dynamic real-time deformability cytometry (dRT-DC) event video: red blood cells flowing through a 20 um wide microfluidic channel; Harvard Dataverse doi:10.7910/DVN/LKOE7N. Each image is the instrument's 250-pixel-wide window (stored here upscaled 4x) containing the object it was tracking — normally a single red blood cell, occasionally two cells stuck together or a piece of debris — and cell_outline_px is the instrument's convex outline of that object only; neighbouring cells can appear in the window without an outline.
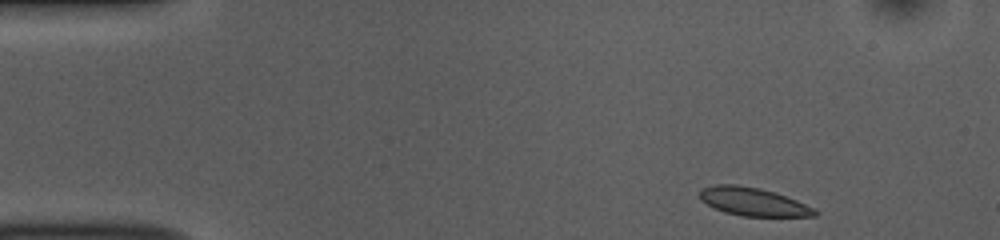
{"species": "common noctule bat (a hibernating species)", "species_latin": "Nyctalus noctula", "temperature_condition": "room temperature", "stored_images_in_passage": 24, "camera_frame_rate_fps": 3000, "um_per_image_px": 0.085, "animal": {"sex": "female", "body_mass_g": 10.0, "forearm_length_mm": 53.1}, "frame": {"image": 1, "passage_image": 1, "time_ms": 0.0, "image_size_px": [1000, 240], "cell_outline_px": [[820, 212], [816, 216], [740, 216], [724, 212], [700, 200], [700, 188], [716, 184], [736, 184], [760, 188], [796, 200]], "centroid_in_image_um": [63.98, 17.14], "position_along_channel_um": 21.0, "area_um2": 18.73}}
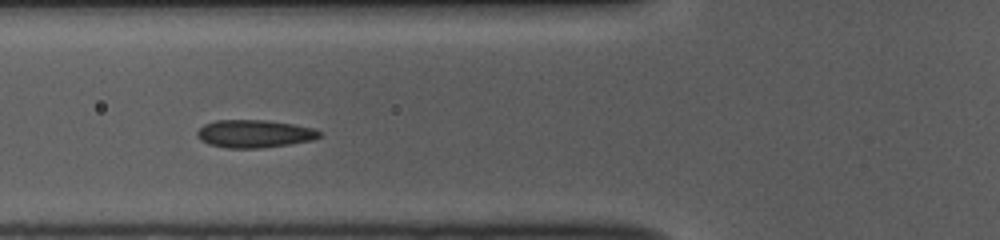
{"frame": {"image": 2, "passage_image": 14, "time_ms": 4.333, "image_size_px": [1000, 240], "cell_outline_px": [[320, 136], [312, 140], [288, 144], [260, 148], [228, 148], [208, 144], [200, 140], [196, 136], [196, 132], [204, 124], [216, 120], [268, 120], [292, 124], [312, 128], [320, 132]], "centroid_in_image_um": [21.57, 11.36], "position_along_channel_um": 104.2, "area_um2": 19.71}}
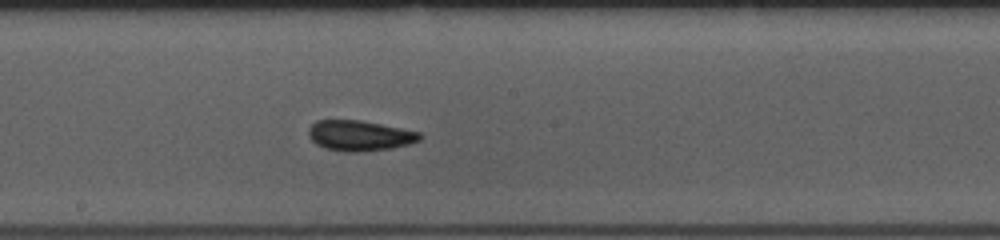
{"frame": {"image": 3, "passage_image": 23, "time_ms": 7.333, "image_size_px": [1000, 240], "cell_outline_px": [[424, 136], [420, 140], [408, 144], [392, 148], [356, 152], [344, 152], [324, 148], [316, 144], [308, 136], [308, 128], [316, 120], [360, 120], [420, 132]], "centroid_in_image_um": [30.55, 11.53], "position_along_channel_um": 217.7, "area_um2": 19.77}}